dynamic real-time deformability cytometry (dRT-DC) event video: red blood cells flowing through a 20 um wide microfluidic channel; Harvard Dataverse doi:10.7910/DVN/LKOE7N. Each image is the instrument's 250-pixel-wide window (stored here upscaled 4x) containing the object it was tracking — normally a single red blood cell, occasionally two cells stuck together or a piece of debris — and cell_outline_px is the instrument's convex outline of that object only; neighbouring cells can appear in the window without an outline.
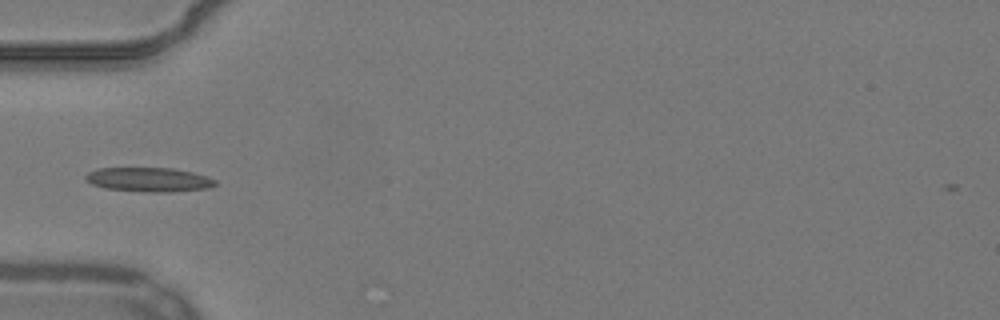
{"species": "common noctule bat (a hibernating species)", "species_latin": "Nyctalus noctula", "temperature_condition": "warm", "stored_images_in_passage": 37, "camera_frame_rate_fps": 3000, "um_per_image_px": 0.085, "animal": {"sex": "male", "body_mass_g": 19.2, "forearm_length_mm": 51.8}, "frame": {"image": 1, "passage_image": 1, "time_ms": 0.0, "image_size_px": [1000, 320], "cell_outline_px": [[216, 184], [208, 188], [172, 192], [144, 192], [104, 188], [92, 184], [84, 180], [84, 176], [88, 172], [96, 168], [172, 168], [192, 172], [208, 176], [216, 180]], "centroid_in_image_um": [12.63, 15.27], "position_along_channel_um": 72.4, "area_um2": 18.5}}
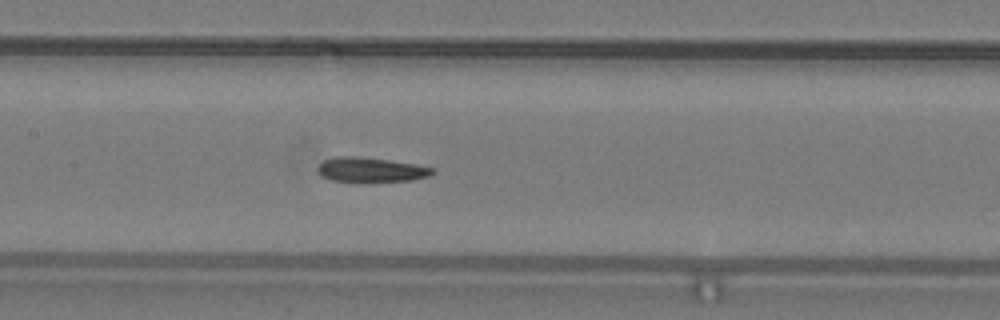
{"frame": {"image": 2, "passage_image": 9, "time_ms": 2.667, "image_size_px": [1000, 320], "cell_outline_px": [[436, 172], [428, 176], [412, 180], [364, 184], [360, 184], [332, 180], [320, 176], [316, 168], [324, 160], [336, 156], [356, 156], [388, 160], [416, 164], [432, 168]], "centroid_in_image_um": [31.48, 14.47], "position_along_channel_um": 175.9, "area_um2": 17.17}}
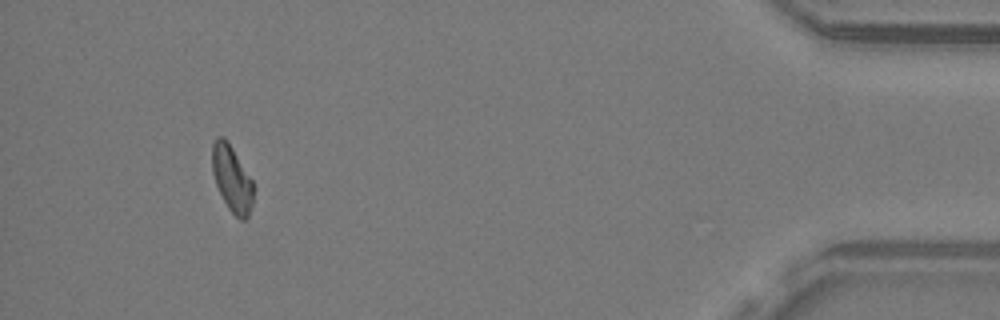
{"frame": {"image": 3, "passage_image": 33, "time_ms": 10.667, "image_size_px": [1000, 320], "cell_outline_px": [[252, 204], [248, 216], [244, 220], [240, 220], [228, 208], [216, 184], [212, 172], [212, 144], [216, 136], [224, 136], [228, 140], [252, 180]], "centroid_in_image_um": [19.69, 15.14], "position_along_channel_um": 415.5, "area_um2": 15.78}, "authors_computed_cell_mechanics": {"area_um2": 16.4152, "velocity_mm_per_s": 3.8451, "shape_relaxation_time_tau1_ms": null, "shape_relaxation_time_tau2_ms": 3.5776, "deformation_change_tau1": null, "deformation_change_tau2": 0.0911}}